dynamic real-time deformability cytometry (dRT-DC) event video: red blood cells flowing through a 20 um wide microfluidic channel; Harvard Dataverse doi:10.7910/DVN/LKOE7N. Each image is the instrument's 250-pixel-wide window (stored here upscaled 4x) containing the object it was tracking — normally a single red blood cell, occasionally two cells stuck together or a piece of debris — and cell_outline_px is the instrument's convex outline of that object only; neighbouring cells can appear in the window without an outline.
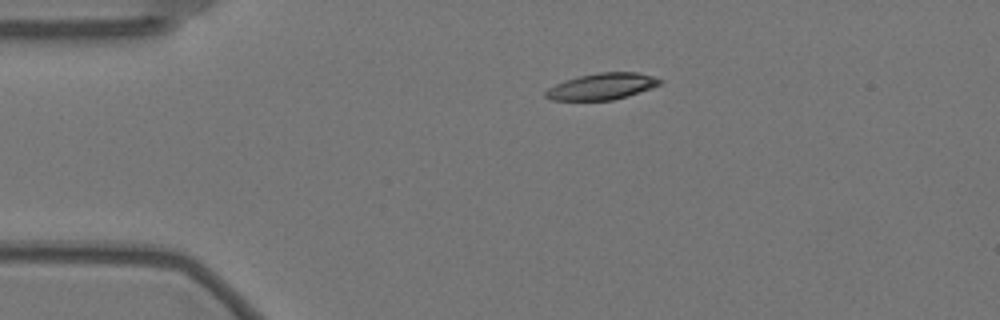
{"species": "Egyptian fruit bat (a non-hibernating species)", "species_latin": "Rousettus aegyptiacus", "temperature_condition": "warm", "stored_images_in_passage": 47, "camera_frame_rate_fps": 3000, "um_per_image_px": 0.085, "animal": {"sex": "female"}, "frame": {"image": 1, "passage_image": 1, "time_ms": 0.0, "image_size_px": [1000, 320], "cell_outline_px": [[664, 80], [660, 84], [652, 88], [628, 96], [612, 100], [552, 100], [544, 96], [544, 92], [548, 88], [564, 80], [580, 76], [600, 72], [636, 72], [652, 76]], "centroid_in_image_um": [51.17, 7.34], "position_along_channel_um": 33.8, "area_um2": 17.57}}
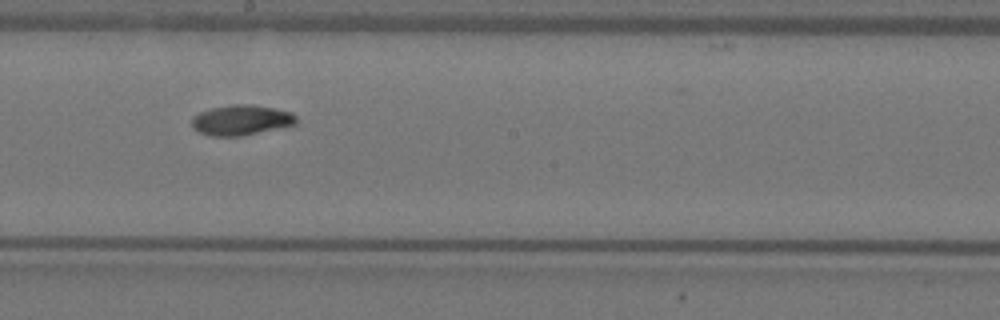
{"frame": {"image": 2, "passage_image": 21, "time_ms": 6.667, "image_size_px": [1000, 320], "cell_outline_px": [[296, 124], [240, 136], [212, 136], [200, 132], [192, 124], [192, 116], [200, 112], [212, 108], [232, 104], [252, 104], [276, 108], [292, 112], [296, 116]], "centroid_in_image_um": [20.52, 10.19], "position_along_channel_um": 227.7, "area_um2": 18.26}}
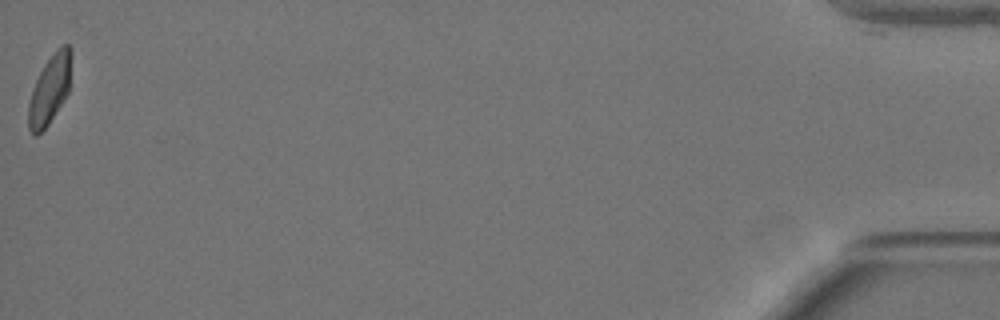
{"frame": {"image": 3, "passage_image": 47, "time_ms": 15.333, "image_size_px": [1000, 320], "cell_outline_px": [[72, 52], [68, 92], [64, 100], [48, 124], [36, 136], [28, 128], [28, 104], [32, 88], [44, 64], [52, 52], [60, 44], [68, 44], [72, 48]], "centroid_in_image_um": [4.23, 7.54], "position_along_channel_um": 431.0, "area_um2": 17.34}, "authors_computed_cell_mechanics": {"area_um2": 17.9758, "velocity_mm_per_s": 3.494, "shape_relaxation_time_tau1_ms": 6.883, "shape_relaxation_time_tau2_ms": 4.621, "deformation_change_tau1": 0.2172, "deformation_change_tau2": 0.0494}}